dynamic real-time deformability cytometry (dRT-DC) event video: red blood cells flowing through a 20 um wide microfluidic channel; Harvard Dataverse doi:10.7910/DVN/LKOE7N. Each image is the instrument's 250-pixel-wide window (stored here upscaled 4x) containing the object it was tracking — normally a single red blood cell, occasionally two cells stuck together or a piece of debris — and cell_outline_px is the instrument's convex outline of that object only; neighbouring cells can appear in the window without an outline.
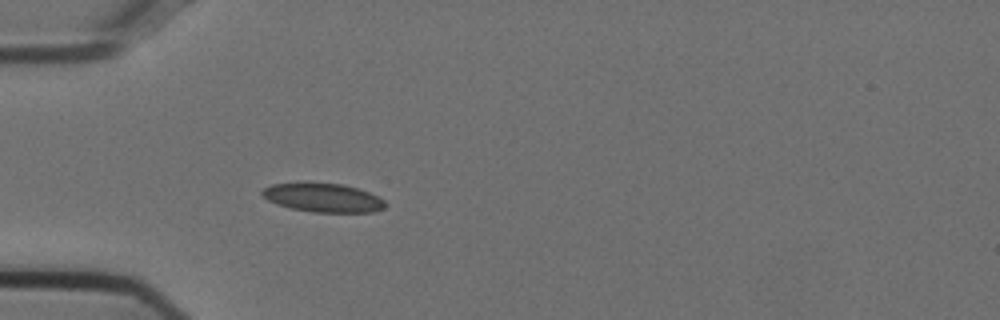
{"species": "Egyptian fruit bat (a non-hibernating species)", "species_latin": "Rousettus aegyptiacus", "temperature_condition": "cold", "stored_images_in_passage": 5, "camera_frame_rate_fps": 3000, "um_per_image_px": 0.085, "animal": {"sex": "female"}, "frame": {"image": 1, "passage_image": 1, "time_ms": 0.0, "image_size_px": [1000, 320], "cell_outline_px": [[388, 204], [384, 208], [372, 212], [312, 212], [292, 208], [276, 204], [268, 200], [260, 192], [264, 188], [272, 184], [308, 180], [344, 184], [368, 192], [384, 200]], "centroid_in_image_um": [27.43, 16.76], "position_along_channel_um": 57.6, "area_um2": 21.21}}
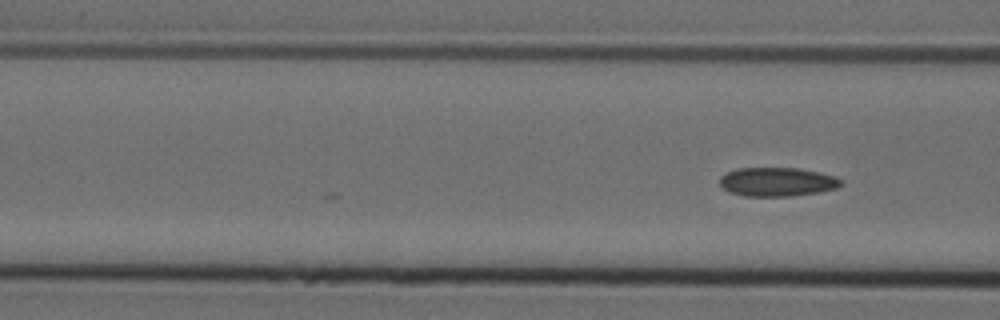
{"frame": {"image": 2, "passage_image": 5, "time_ms": 1.333, "image_size_px": [1000, 320], "cell_outline_px": [[844, 184], [836, 188], [816, 192], [792, 196], [744, 196], [728, 192], [720, 184], [720, 176], [736, 168], [800, 168], [820, 172], [832, 176], [840, 180]], "centroid_in_image_um": [66.03, 15.45], "position_along_channel_um": 100.6, "area_um2": 20.35}}